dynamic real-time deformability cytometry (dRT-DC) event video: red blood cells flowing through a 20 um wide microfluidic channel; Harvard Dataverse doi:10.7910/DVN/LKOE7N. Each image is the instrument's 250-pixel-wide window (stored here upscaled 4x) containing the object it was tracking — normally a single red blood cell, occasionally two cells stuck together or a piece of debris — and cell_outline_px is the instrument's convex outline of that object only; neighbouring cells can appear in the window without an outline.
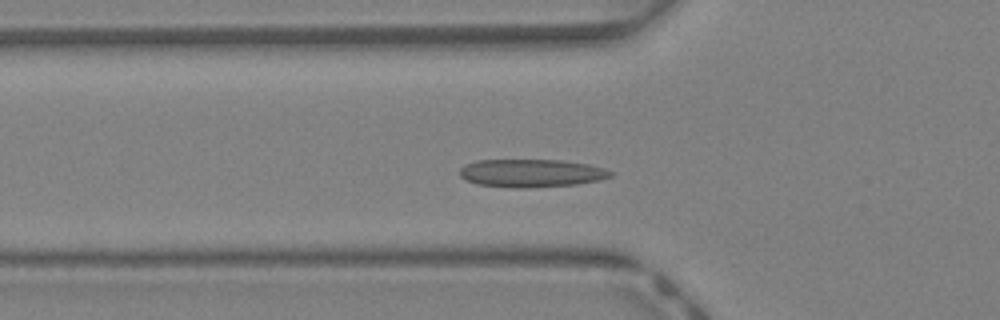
{"species": "Egyptian fruit bat (a non-hibernating species)", "species_latin": "Rousettus aegyptiacus", "temperature_condition": "warm", "stored_images_in_passage": 41, "segment_of_instrument_passage": [1, 2], "camera_frame_rate_fps": 3000, "um_per_image_px": 0.085, "animal": {"sex": "female"}, "frame": {"image": 1, "passage_image": 12, "time_ms": 3.667, "image_size_px": [1000, 320], "cell_outline_px": [[616, 172], [612, 176], [600, 180], [576, 184], [524, 188], [516, 188], [476, 184], [460, 176], [460, 168], [464, 164], [476, 160], [560, 160], [588, 164], [604, 168]], "centroid_in_image_um": [45.18, 14.71], "position_along_channel_um": 80.6, "area_um2": 24.68}}
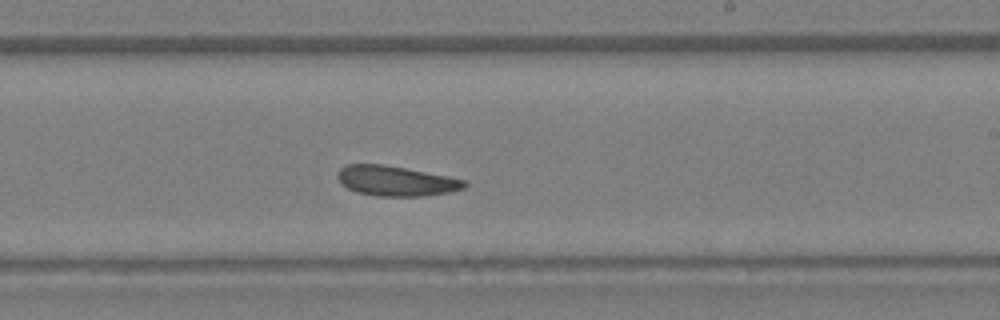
{"frame": {"image": 2, "passage_image": 23, "time_ms": 7.333, "image_size_px": [1000, 320], "cell_outline_px": [[468, 184], [464, 188], [448, 192], [424, 196], [376, 196], [356, 192], [348, 188], [336, 176], [336, 172], [340, 168], [348, 164], [384, 164], [448, 176], [468, 180]], "centroid_in_image_um": [33.67, 15.37], "position_along_channel_um": 255.3, "area_um2": 22.25}}
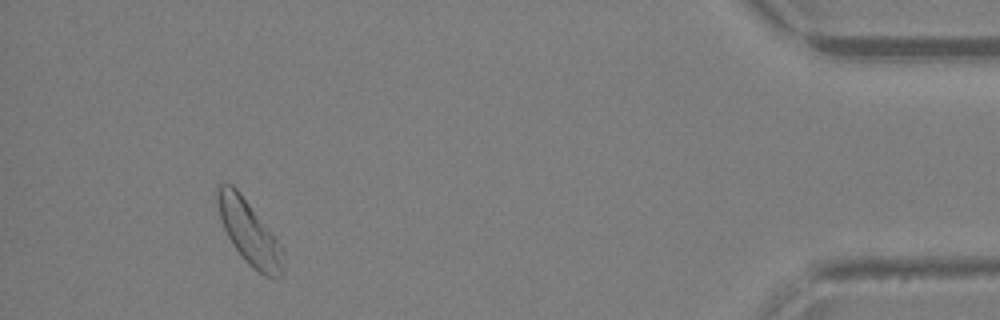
{"frame": {"image": 3, "passage_image": 37, "time_ms": 12.0, "image_size_px": [1000, 320], "cell_outline_px": [[284, 268], [280, 276], [264, 276], [252, 268], [244, 260], [232, 244], [220, 220], [216, 200], [216, 184], [232, 184], [240, 192], [276, 240], [284, 252]], "centroid_in_image_um": [21.14, 19.75], "position_along_channel_um": 414.1, "area_um2": 24.1}}